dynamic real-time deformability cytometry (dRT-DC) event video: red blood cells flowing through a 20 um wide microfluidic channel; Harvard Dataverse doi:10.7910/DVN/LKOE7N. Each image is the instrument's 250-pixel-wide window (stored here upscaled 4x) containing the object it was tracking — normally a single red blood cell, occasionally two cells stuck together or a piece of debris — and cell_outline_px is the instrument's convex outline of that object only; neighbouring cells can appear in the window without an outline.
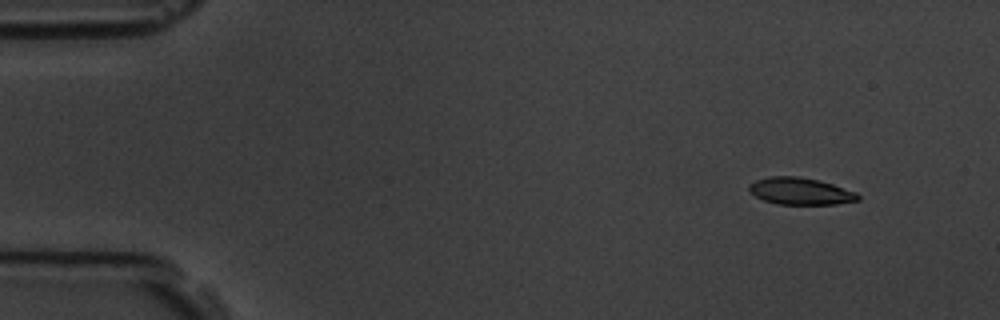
{"species": "common noctule bat (a hibernating species)", "species_latin": "Nyctalus noctula", "temperature_condition": "room temperature", "stored_images_in_passage": 5, "camera_frame_rate_fps": 3000, "um_per_image_px": 0.085, "animal": {"sex": "male", "body_mass_g": 19.5, "forearm_length_mm": 54.6}, "frame": {"image": 1, "passage_image": 1, "time_ms": 0.0, "image_size_px": [1000, 320], "cell_outline_px": [[860, 200], [836, 204], [776, 204], [764, 200], [756, 196], [748, 188], [748, 184], [756, 180], [768, 176], [800, 176], [820, 180], [856, 192], [860, 196]], "centroid_in_image_um": [68.04, 16.24], "position_along_channel_um": 17.0, "area_um2": 17.17}}
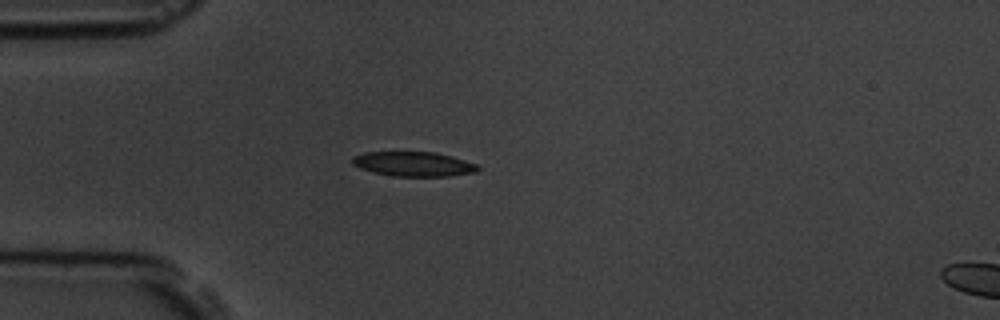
{"frame": {"image": 2, "passage_image": 4, "time_ms": 3.333, "image_size_px": [1000, 320], "cell_outline_px": [[480, 168], [476, 172], [448, 176], [392, 176], [360, 168], [352, 164], [352, 156], [364, 152], [436, 152], [464, 160], [476, 164]], "centroid_in_image_um": [35.13, 13.93], "position_along_channel_um": 49.9, "area_um2": 17.86}}